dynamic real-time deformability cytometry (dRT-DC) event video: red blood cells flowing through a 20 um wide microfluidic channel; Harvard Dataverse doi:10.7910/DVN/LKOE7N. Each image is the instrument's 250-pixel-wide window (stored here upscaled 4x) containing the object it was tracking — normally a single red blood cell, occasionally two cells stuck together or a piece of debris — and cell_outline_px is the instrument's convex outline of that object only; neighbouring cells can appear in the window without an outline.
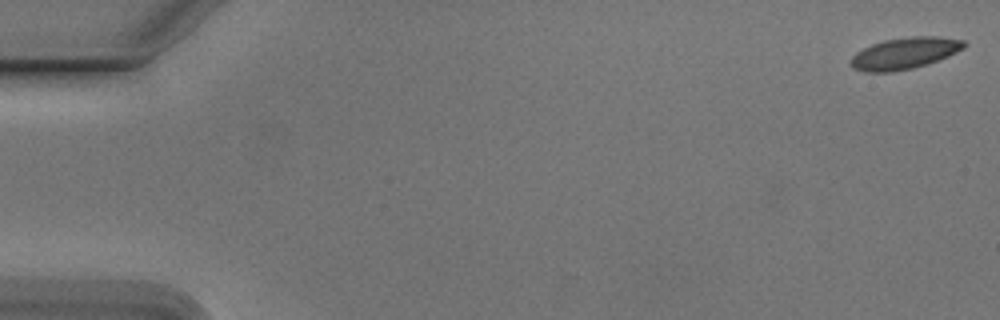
{"species": "Egyptian fruit bat (a non-hibernating species)", "species_latin": "Rousettus aegyptiacus", "temperature_condition": "cold", "stored_images_in_passage": 54, "camera_frame_rate_fps": 3000, "um_per_image_px": 0.085, "animal": {"sex": "male"}, "frame": {"image": 1, "passage_image": 1, "time_ms": 0.0, "image_size_px": [1000, 320], "cell_outline_px": [[968, 44], [964, 48], [948, 56], [912, 68], [892, 72], [864, 72], [852, 68], [848, 64], [848, 60], [856, 52], [872, 44], [884, 40], [908, 36], [936, 36], [964, 40]], "centroid_in_image_um": [76.84, 4.52], "position_along_channel_um": 8.2, "area_um2": 20.92}}
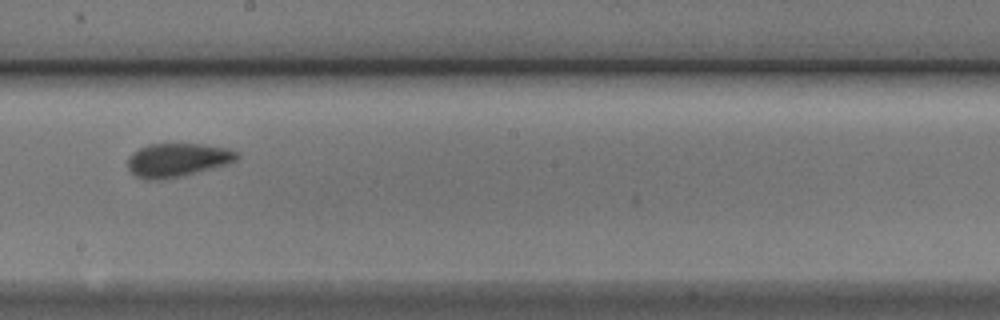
{"frame": {"image": 2, "passage_image": 31, "time_ms": 10.0, "image_size_px": [1000, 320], "cell_outline_px": [[240, 156], [236, 160], [228, 164], [184, 176], [156, 180], [144, 180], [136, 176], [128, 168], [128, 156], [132, 152], [148, 144], [204, 144], [228, 148], [240, 152]], "centroid_in_image_um": [15.1, 13.6], "position_along_channel_um": 233.1, "area_um2": 21.68}}
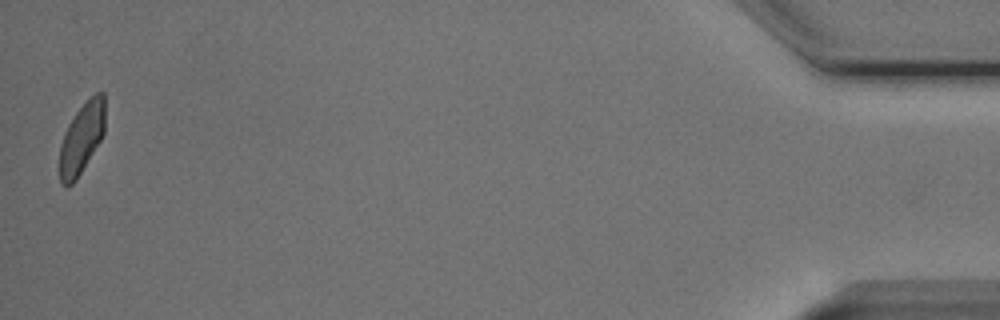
{"frame": {"image": 3, "passage_image": 54, "time_ms": 17.667, "image_size_px": [1000, 320], "cell_outline_px": [[104, 132], [100, 140], [76, 180], [68, 188], [60, 184], [60, 144], [64, 132], [68, 124], [76, 112], [96, 92], [104, 92]], "centroid_in_image_um": [6.92, 11.78], "position_along_channel_um": 428.3, "area_um2": 18.5}, "authors_computed_cell_mechanics": {"area_um2": 20.5768, "velocity_mm_per_s": 3.7706, "shape_relaxation_time_tau1_ms": 6.3712, "shape_relaxation_time_tau2_ms": 1.2696, "deformation_change_tau1": 0.1448, "deformation_change_tau2": 0.0526}}